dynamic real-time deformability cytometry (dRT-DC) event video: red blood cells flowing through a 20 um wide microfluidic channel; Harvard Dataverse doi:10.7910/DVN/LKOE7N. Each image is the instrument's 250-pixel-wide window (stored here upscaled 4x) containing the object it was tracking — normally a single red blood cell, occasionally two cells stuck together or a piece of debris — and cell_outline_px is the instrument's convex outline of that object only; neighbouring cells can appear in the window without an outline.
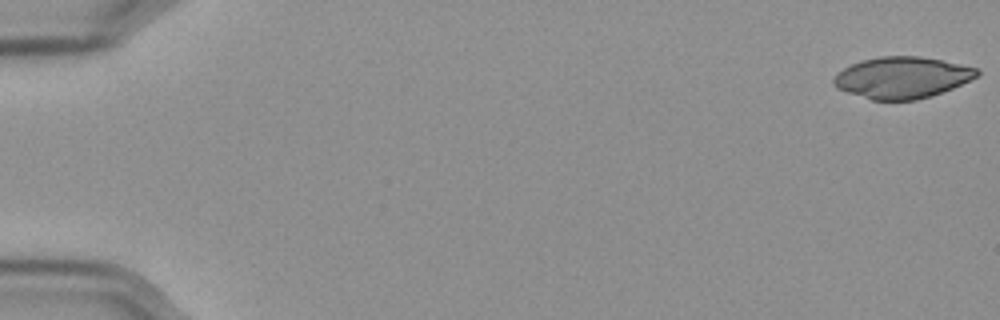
{"species": "Egyptian fruit bat (a non-hibernating species)", "species_latin": "Rousettus aegyptiacus", "temperature_condition": "cold", "stored_images_in_passage": 57, "camera_frame_rate_fps": 3000, "um_per_image_px": 0.085, "frame": {"image": 1, "passage_image": 1, "time_ms": 0.0, "image_size_px": [1000, 320], "cell_outline_px": [[980, 76], [952, 88], [932, 96], [916, 100], [872, 100], [836, 88], [832, 84], [832, 80], [844, 68], [852, 64], [864, 60], [880, 56], [920, 56], [980, 68]], "centroid_in_image_um": [76.72, 6.59], "position_along_channel_um": 8.3, "area_um2": 34.56}}